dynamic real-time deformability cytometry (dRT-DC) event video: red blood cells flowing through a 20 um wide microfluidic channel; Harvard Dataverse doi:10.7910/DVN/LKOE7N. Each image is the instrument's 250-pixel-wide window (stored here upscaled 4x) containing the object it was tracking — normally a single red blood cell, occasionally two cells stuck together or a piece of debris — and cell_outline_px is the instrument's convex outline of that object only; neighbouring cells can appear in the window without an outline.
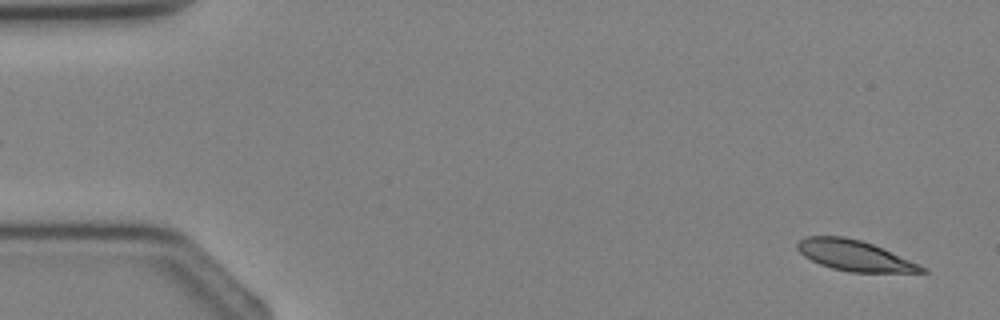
{"species": "Egyptian fruit bat (a non-hibernating species)", "species_latin": "Rousettus aegyptiacus", "temperature_condition": "cold", "stored_images_in_passage": 4, "camera_frame_rate_fps": 3000, "um_per_image_px": 0.085, "animal": {"sex": "female"}, "frame": {"image": 1, "passage_image": 1, "time_ms": 0.0, "image_size_px": [1000, 320], "cell_outline_px": [[928, 272], [848, 272], [832, 268], [820, 264], [804, 256], [796, 248], [796, 244], [804, 236], [844, 236], [860, 240], [872, 244], [920, 264], [928, 268]], "centroid_in_image_um": [72.63, 21.72], "position_along_channel_um": 12.4, "area_um2": 22.08}}